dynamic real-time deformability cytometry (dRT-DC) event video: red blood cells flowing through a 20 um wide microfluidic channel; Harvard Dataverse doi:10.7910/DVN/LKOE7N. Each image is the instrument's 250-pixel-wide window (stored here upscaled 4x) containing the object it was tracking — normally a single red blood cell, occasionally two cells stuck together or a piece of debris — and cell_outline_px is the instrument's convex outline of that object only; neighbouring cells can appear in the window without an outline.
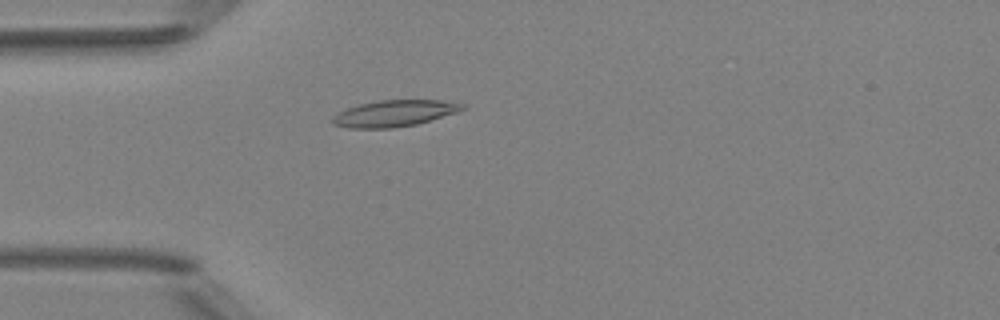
{"species": "Egyptian fruit bat (a non-hibernating species)", "species_latin": "Rousettus aegyptiacus", "temperature_condition": "room temperature", "stored_images_in_passage": 4, "camera_frame_rate_fps": 3000, "um_per_image_px": 0.085, "animal": {"sex": "female"}, "frame": {"image": 1, "passage_image": 4, "time_ms": 4.333, "image_size_px": [1000, 320], "cell_outline_px": [[468, 108], [456, 112], [416, 124], [392, 128], [348, 128], [332, 124], [328, 120], [332, 116], [348, 108], [360, 104], [380, 100], [440, 100], [468, 104]], "centroid_in_image_um": [33.51, 9.63], "position_along_channel_um": 51.5, "area_um2": 20.0}}